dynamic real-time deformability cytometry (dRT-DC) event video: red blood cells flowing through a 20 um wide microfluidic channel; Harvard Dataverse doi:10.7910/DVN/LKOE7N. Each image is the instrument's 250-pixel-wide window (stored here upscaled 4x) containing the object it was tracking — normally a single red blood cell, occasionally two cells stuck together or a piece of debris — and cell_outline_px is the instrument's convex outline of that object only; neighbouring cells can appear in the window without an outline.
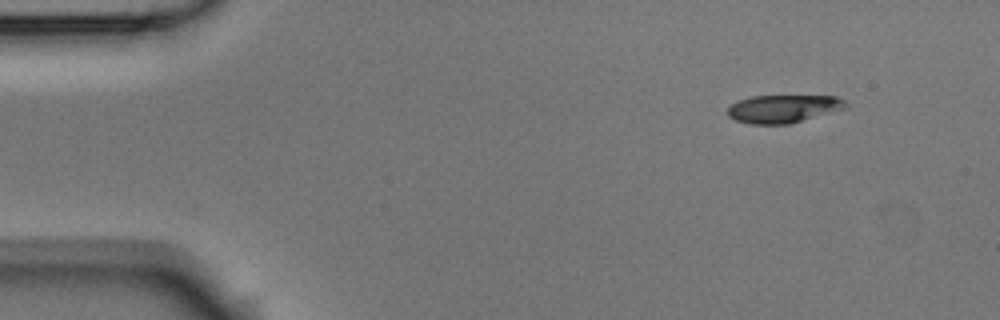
{"species": "Egyptian fruit bat (a non-hibernating species)", "species_latin": "Rousettus aegyptiacus", "temperature_condition": "room temperature", "stored_images_in_passage": 2, "camera_frame_rate_fps": 3000, "um_per_image_px": 0.085, "animal": {"sex": "male"}, "frame": {"image": 1, "passage_image": 2, "time_ms": 0.333, "image_size_px": [1000, 320], "cell_outline_px": [[848, 108], [788, 124], [748, 124], [736, 120], [728, 116], [728, 108], [736, 100], [752, 96], [836, 96], [844, 100], [848, 104]], "centroid_in_image_um": [66.58, 9.24], "position_along_channel_um": 18.4, "area_um2": 19.31}}